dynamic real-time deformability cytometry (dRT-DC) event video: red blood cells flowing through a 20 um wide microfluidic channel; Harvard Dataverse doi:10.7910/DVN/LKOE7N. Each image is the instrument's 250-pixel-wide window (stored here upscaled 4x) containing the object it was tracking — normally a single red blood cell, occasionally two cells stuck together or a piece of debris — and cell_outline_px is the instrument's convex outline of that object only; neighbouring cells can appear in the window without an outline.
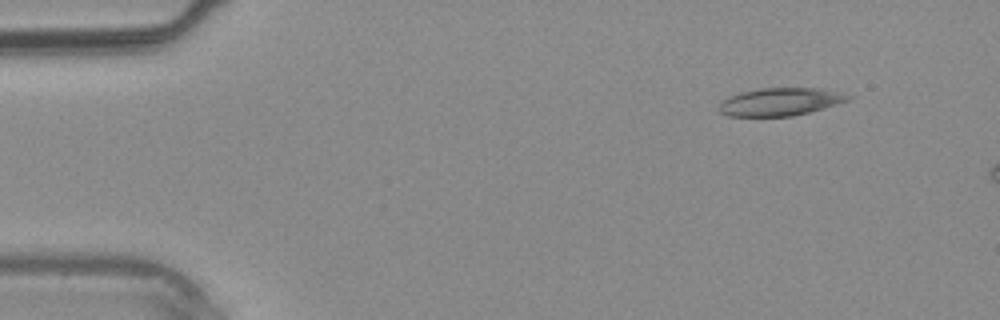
{"species": "common noctule bat (a hibernating species)", "species_latin": "Nyctalus noctula", "temperature_condition": "warm", "stored_images_in_passage": 3, "camera_frame_rate_fps": 3000, "um_per_image_px": 0.085, "animal": {"sex": "male", "body_mass_g": 20.4}, "frame": {"image": 1, "passage_image": 1, "time_ms": 0.0, "image_size_px": [1000, 320], "cell_outline_px": [[856, 96], [848, 100], [836, 104], [808, 112], [792, 116], [728, 116], [720, 112], [720, 104], [728, 96], [740, 92], [760, 88], [820, 88], [840, 92]], "centroid_in_image_um": [66.34, 8.64], "position_along_channel_um": 18.7, "area_um2": 20.81}}